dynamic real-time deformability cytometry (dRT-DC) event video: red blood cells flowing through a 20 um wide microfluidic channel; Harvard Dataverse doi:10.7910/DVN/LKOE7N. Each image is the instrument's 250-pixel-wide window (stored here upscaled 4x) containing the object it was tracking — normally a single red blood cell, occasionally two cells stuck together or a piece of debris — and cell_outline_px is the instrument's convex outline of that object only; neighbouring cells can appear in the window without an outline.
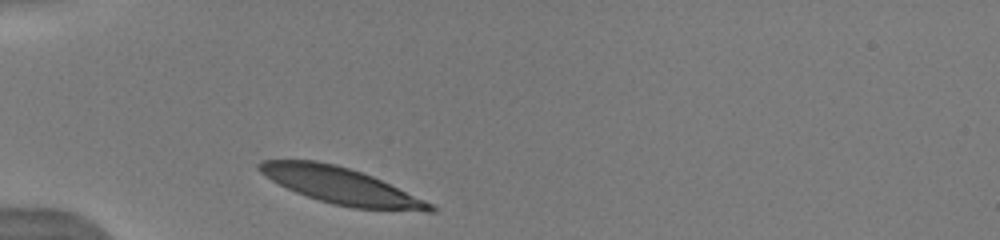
{"species": "human", "species_latin": "Homo sapiens", "temperature_condition": "warm", "stored_images_in_passage": 21, "camera_frame_rate_fps": 3000, "um_per_image_px": 0.085, "donor": {"sex": "male"}, "frame": {"image": 1, "passage_image": 1, "time_ms": 0.0, "image_size_px": [1000, 240], "cell_outline_px": [[436, 212], [424, 212], [352, 208], [332, 204], [296, 192], [272, 180], [260, 172], [256, 168], [256, 164], [260, 160], [316, 160], [336, 164], [372, 176], [424, 200], [432, 204], [436, 208]], "centroid_in_image_um": [28.98, 15.79], "position_along_channel_um": 56.0, "area_um2": 36.01}}
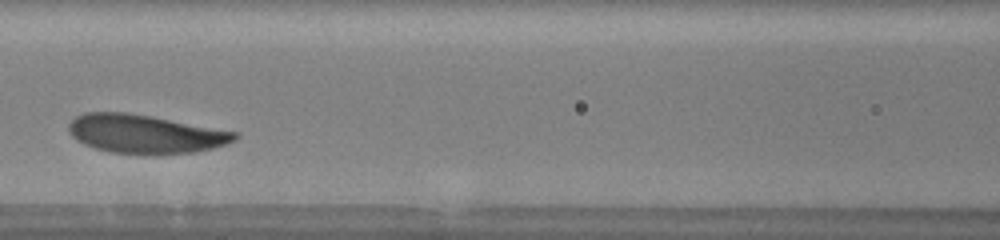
{"frame": {"image": 2, "passage_image": 7, "time_ms": 3.0, "image_size_px": [1000, 240], "cell_outline_px": [[240, 136], [236, 140], [228, 144], [196, 152], [108, 152], [84, 144], [76, 140], [68, 132], [68, 124], [76, 116], [84, 112], [124, 112], [148, 116], [240, 132]], "centroid_in_image_um": [12.34, 11.36], "position_along_channel_um": 154.3, "area_um2": 36.7}}
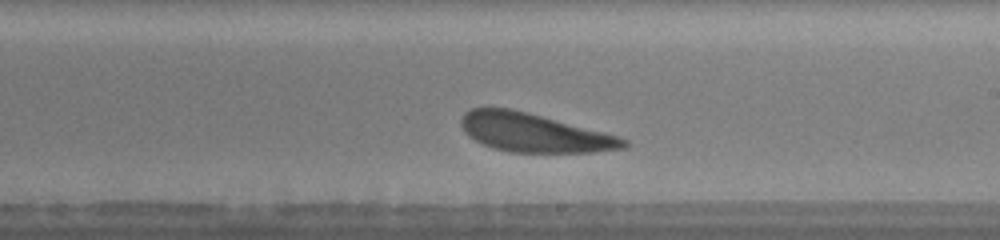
{"frame": {"image": 3, "passage_image": 12, "time_ms": 5.333, "image_size_px": [1000, 240], "cell_outline_px": [[632, 144], [628, 148], [592, 152], [512, 152], [492, 148], [468, 136], [464, 132], [460, 124], [460, 120], [464, 112], [472, 108], [508, 108], [540, 116], [616, 136], [628, 140]], "centroid_in_image_um": [45.37, 11.3], "position_along_channel_um": 243.6, "area_um2": 36.01}, "authors_computed_cell_mechanics": {"area_um2": 37.859, "velocity_mm_per_s": 3.8385, "shape_relaxation_time_tau1_ms": 0.8214, "shape_relaxation_time_tau2_ms": null, "deformation_change_tau1": 0.0685, "deformation_change_tau2": null}}